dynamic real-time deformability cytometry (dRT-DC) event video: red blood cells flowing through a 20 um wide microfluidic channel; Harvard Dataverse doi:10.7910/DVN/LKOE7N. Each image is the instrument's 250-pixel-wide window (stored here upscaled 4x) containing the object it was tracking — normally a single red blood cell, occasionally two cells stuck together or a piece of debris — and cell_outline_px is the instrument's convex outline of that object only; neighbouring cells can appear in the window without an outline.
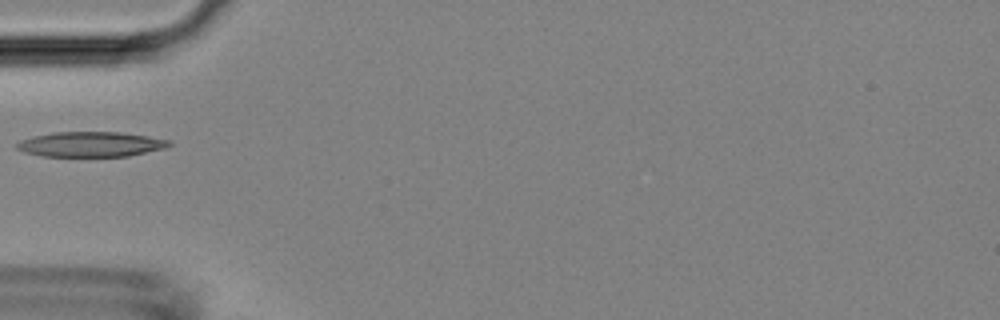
{"species": "Egyptian fruit bat (a non-hibernating species)", "species_latin": "Rousettus aegyptiacus", "temperature_condition": "room temperature", "stored_images_in_passage": 1, "camera_frame_rate_fps": 3000, "um_per_image_px": 0.085, "animal": {"sex": "female"}, "frame": {"image": 1, "passage_image": 1, "time_ms": 0.0, "image_size_px": [1000, 320], "cell_outline_px": [[172, 144], [164, 148], [128, 156], [40, 156], [24, 152], [16, 148], [16, 144], [20, 140], [32, 136], [52, 132], [120, 132], [148, 136], [172, 140]], "centroid_in_image_um": [7.7, 12.26], "position_along_channel_um": 77.3, "area_um2": 22.31}}